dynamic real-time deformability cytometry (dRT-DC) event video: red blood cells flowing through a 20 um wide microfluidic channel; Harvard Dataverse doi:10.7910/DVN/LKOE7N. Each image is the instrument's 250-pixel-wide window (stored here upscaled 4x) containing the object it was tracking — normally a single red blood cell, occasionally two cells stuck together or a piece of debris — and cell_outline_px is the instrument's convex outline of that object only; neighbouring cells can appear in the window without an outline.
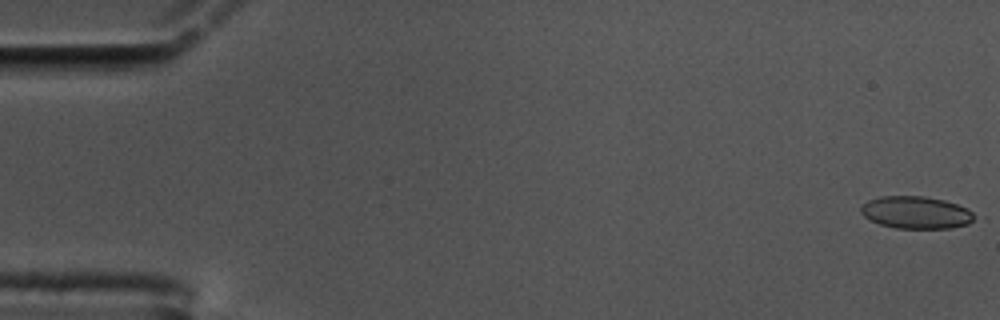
{"species": "common noctule bat (a hibernating species)", "species_latin": "Nyctalus noctula", "temperature_condition": "cold", "stored_images_in_passage": 59, "camera_frame_rate_fps": 3000, "um_per_image_px": 0.085, "animal": {"sex": "male", "body_mass_g": 17.5, "forearm_length_mm": 52.3}, "frame": {"image": 1, "passage_image": 1, "time_ms": 0.0, "image_size_px": [1000, 320], "cell_outline_px": [[972, 220], [968, 224], [952, 228], [896, 228], [880, 224], [864, 216], [860, 212], [860, 208], [868, 200], [880, 196], [924, 196], [944, 200], [968, 208], [972, 212]], "centroid_in_image_um": [77.85, 18.05], "position_along_channel_um": 7.2, "area_um2": 21.21}}
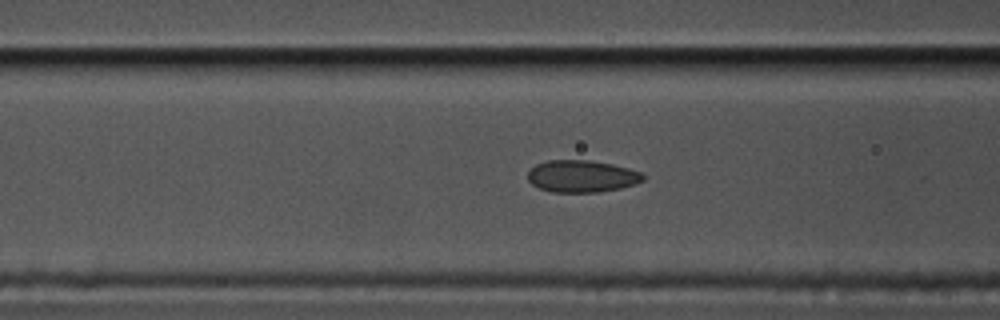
{"frame": {"image": 2, "passage_image": 23, "time_ms": 7.333, "image_size_px": [1000, 320], "cell_outline_px": [[644, 180], [620, 188], [600, 192], [552, 192], [540, 188], [532, 184], [528, 180], [528, 172], [536, 164], [548, 160], [588, 160], [612, 164], [628, 168], [640, 172], [644, 176]], "centroid_in_image_um": [49.43, 14.98], "position_along_channel_um": 117.2, "area_um2": 21.39}}
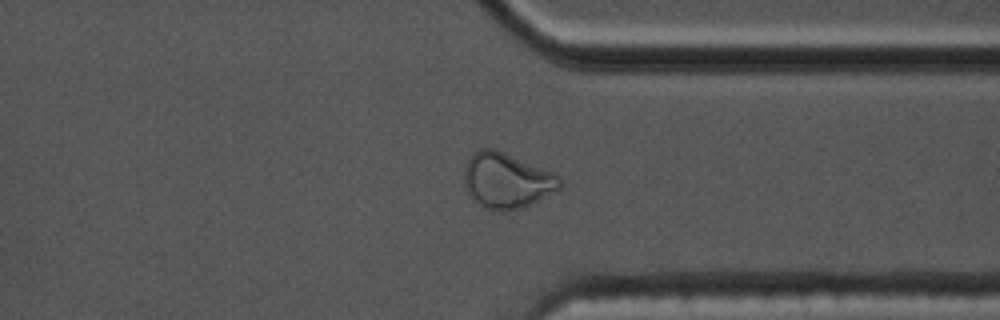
{"frame": {"image": 3, "passage_image": 45, "time_ms": 14.667, "image_size_px": [1000, 320], "cell_outline_px": [[560, 188], [524, 208], [504, 212], [500, 212], [488, 208], [472, 200], [464, 188], [464, 168], [468, 156], [472, 152], [480, 148], [492, 148], [504, 152], [556, 172], [560, 176]], "centroid_in_image_um": [43.05, 15.34], "position_along_channel_um": 368.4, "area_um2": 31.44}, "authors_computed_cell_mechanics": {"area_um2": 21.9062, "velocity_mm_per_s": 3.4323, "shape_relaxation_time_tau1_ms": null, "shape_relaxation_time_tau2_ms": 1.2356, "deformation_change_tau1": null, "deformation_change_tau2": 0.0678}}